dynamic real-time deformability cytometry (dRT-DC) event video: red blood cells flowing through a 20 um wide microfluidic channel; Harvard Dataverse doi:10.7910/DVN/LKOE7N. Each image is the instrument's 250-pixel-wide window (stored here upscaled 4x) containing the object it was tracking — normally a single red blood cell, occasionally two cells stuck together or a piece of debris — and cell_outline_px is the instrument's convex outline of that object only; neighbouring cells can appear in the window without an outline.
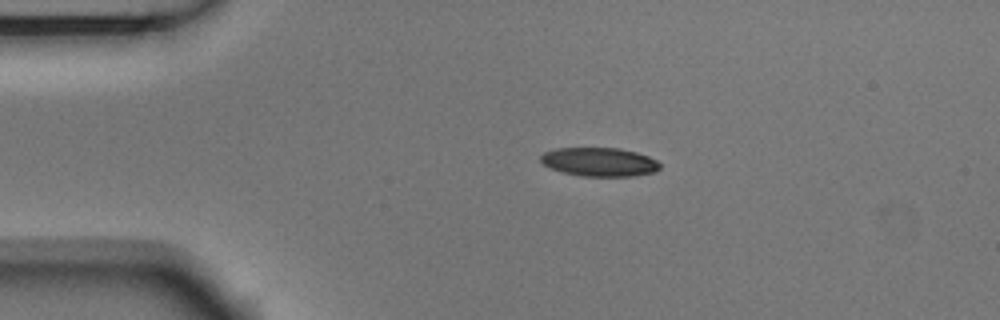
{"species": "Egyptian fruit bat (a non-hibernating species)", "species_latin": "Rousettus aegyptiacus", "temperature_condition": "room temperature", "stored_images_in_passage": 3, "camera_frame_rate_fps": 3000, "um_per_image_px": 0.085, "animal": {"sex": "male"}, "frame": {"image": 1, "passage_image": 2, "time_ms": 0.333, "image_size_px": [1000, 320], "cell_outline_px": [[660, 168], [656, 172], [632, 176], [584, 176], [564, 172], [548, 168], [540, 160], [540, 156], [544, 152], [556, 148], [620, 148], [636, 152], [648, 156], [656, 160], [660, 164]], "centroid_in_image_um": [50.95, 13.76], "position_along_channel_um": 34.1, "area_um2": 20.0}}